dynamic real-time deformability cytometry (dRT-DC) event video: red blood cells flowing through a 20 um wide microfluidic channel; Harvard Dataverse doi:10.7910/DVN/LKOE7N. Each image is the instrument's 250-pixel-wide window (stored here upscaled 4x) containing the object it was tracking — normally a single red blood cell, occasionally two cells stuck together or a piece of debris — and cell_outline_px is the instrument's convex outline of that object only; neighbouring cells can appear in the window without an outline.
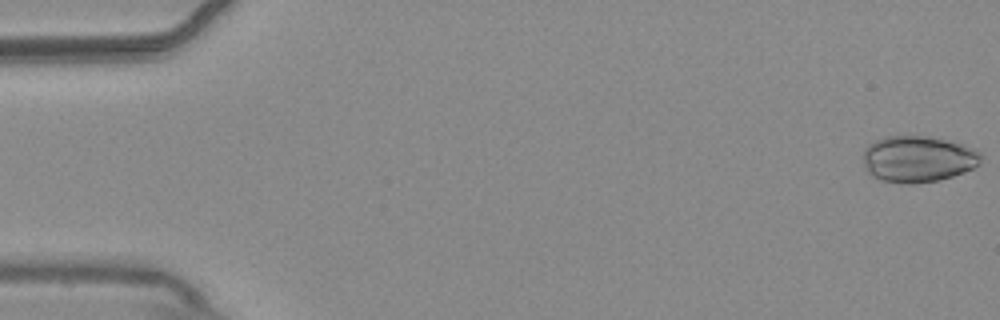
{"species": "common noctule bat (a hibernating species)", "species_latin": "Nyctalus noctula", "temperature_condition": "warm", "stored_images_in_passage": 55, "camera_frame_rate_fps": 3000, "um_per_image_px": 0.085, "animal": {"sex": "male", "body_mass_g": 20.4}, "frame": {"image": 1, "passage_image": 1, "time_ms": 0.0, "image_size_px": [1000, 320], "cell_outline_px": [[984, 156], [980, 164], [964, 172], [940, 180], [912, 184], [900, 184], [880, 180], [872, 176], [864, 168], [864, 148], [868, 144], [884, 136], [928, 136], [964, 144], [980, 152]], "centroid_in_image_um": [78.03, 13.52], "position_along_channel_um": 7.0, "area_um2": 32.25}}
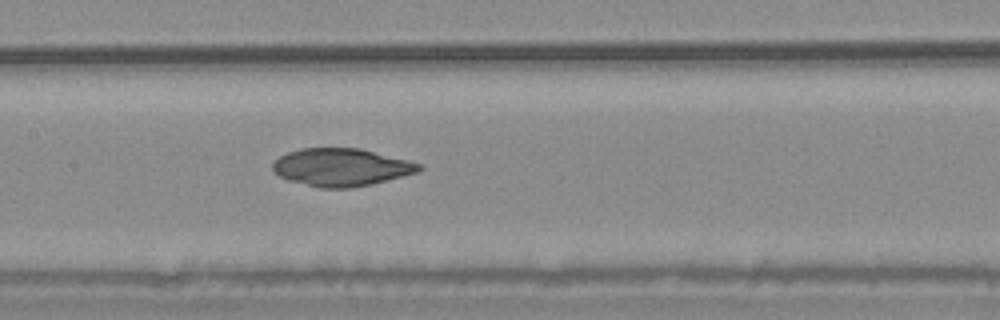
{"frame": {"image": 2, "passage_image": 27, "time_ms": 8.667, "image_size_px": [1000, 320], "cell_outline_px": [[424, 168], [420, 172], [372, 184], [352, 188], [320, 188], [288, 180], [280, 176], [272, 168], [272, 164], [280, 156], [288, 152], [304, 148], [360, 148], [408, 160], [420, 164]], "centroid_in_image_um": [29.04, 14.22], "position_along_channel_um": 178.4, "area_um2": 32.14}}
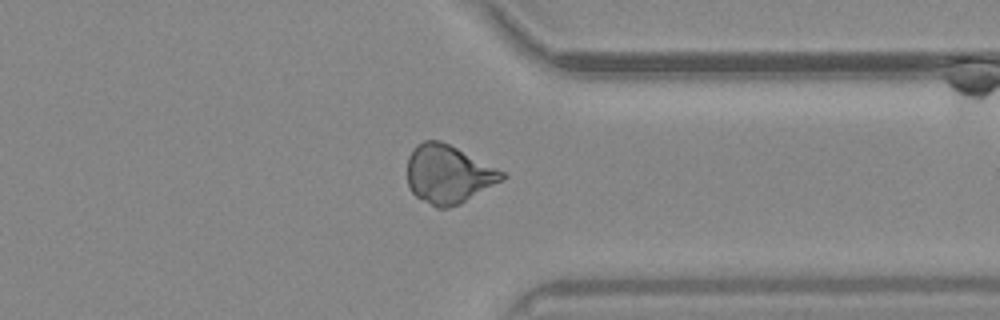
{"frame": {"image": 3, "passage_image": 43, "time_ms": 14.0, "image_size_px": [1000, 320], "cell_outline_px": [[508, 176], [504, 180], [460, 204], [448, 208], [436, 208], [416, 196], [412, 192], [408, 184], [408, 156], [416, 144], [424, 140], [440, 140], [504, 172]], "centroid_in_image_um": [38.1, 14.82], "position_along_channel_um": 373.3, "area_um2": 32.08}}